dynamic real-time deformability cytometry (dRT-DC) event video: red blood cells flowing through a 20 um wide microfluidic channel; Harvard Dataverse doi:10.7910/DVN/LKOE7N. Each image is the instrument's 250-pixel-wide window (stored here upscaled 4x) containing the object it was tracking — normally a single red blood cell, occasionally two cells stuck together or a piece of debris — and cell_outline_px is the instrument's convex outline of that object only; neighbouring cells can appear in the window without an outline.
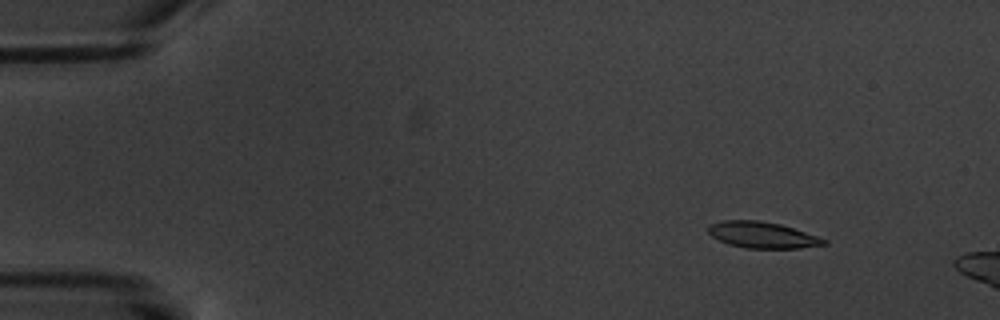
{"species": "common noctule bat (a hibernating species)", "species_latin": "Nyctalus noctula", "temperature_condition": "warm", "stored_images_in_passage": 4, "camera_frame_rate_fps": 3000, "um_per_image_px": 0.085, "animal": {"sex": "male", "body_mass_g": 20.1, "forearm_length_mm": 53.5}, "frame": {"image": 1, "passage_image": 2, "time_ms": 1.0, "image_size_px": [1000, 320], "cell_outline_px": [[828, 244], [800, 248], [744, 248], [728, 244], [712, 236], [708, 232], [708, 224], [724, 220], [760, 220], [780, 224], [828, 240]], "centroid_in_image_um": [64.78, 19.97], "position_along_channel_um": 20.2, "area_um2": 17.63}}